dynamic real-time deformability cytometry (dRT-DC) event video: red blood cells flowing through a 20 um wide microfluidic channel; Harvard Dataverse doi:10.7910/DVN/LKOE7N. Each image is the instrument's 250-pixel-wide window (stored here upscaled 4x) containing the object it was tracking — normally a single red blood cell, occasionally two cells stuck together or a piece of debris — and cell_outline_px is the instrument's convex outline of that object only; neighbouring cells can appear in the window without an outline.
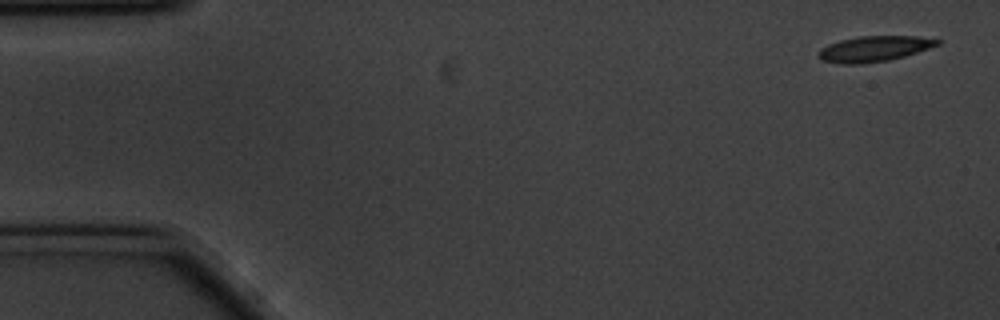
{"species": "common noctule bat (a hibernating species)", "species_latin": "Nyctalus noctula", "temperature_condition": "cold", "stored_images_in_passage": 56, "camera_frame_rate_fps": 3000, "um_per_image_px": 0.085, "animal": {"sex": "male", "body_mass_g": 20.1, "forearm_length_mm": 53.5}, "frame": {"image": 1, "passage_image": 1, "time_ms": 0.0, "image_size_px": [1000, 320], "cell_outline_px": [[940, 44], [904, 56], [888, 60], [860, 64], [840, 64], [824, 60], [816, 56], [816, 52], [820, 48], [828, 44], [840, 40], [860, 36], [916, 36], [940, 40]], "centroid_in_image_um": [74.23, 4.15], "position_along_channel_um": 10.8, "area_um2": 17.63}}
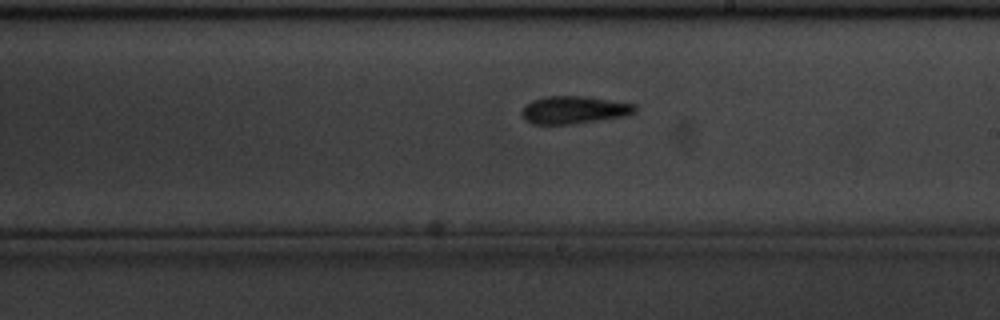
{"frame": {"image": 2, "passage_image": 31, "time_ms": 10.0, "image_size_px": [1000, 320], "cell_outline_px": [[636, 112], [628, 116], [568, 124], [532, 124], [524, 120], [520, 112], [524, 104], [532, 100], [544, 96], [588, 96], [636, 104]], "centroid_in_image_um": [48.77, 9.33], "position_along_channel_um": 240.2, "area_um2": 18.55}}
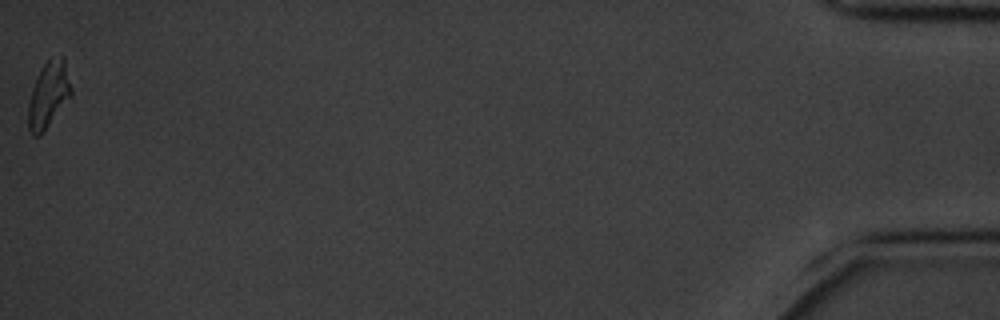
{"frame": {"image": 3, "passage_image": 56, "time_ms": 18.333, "image_size_px": [1000, 320], "cell_outline_px": [[72, 96], [44, 132], [40, 136], [32, 136], [28, 132], [28, 104], [32, 88], [40, 68], [52, 56], [64, 56], [72, 88]], "centroid_in_image_um": [4.13, 8.07], "position_along_channel_um": 431.1, "area_um2": 16.99}, "authors_computed_cell_mechanics": {"area_um2": 17.7446, "velocity_mm_per_s": 3.4671, "shape_relaxation_time_tau1_ms": 2.8769, "shape_relaxation_time_tau2_ms": 4.8176, "deformation_change_tau1": 0.1403, "deformation_change_tau2": 0.1373}}